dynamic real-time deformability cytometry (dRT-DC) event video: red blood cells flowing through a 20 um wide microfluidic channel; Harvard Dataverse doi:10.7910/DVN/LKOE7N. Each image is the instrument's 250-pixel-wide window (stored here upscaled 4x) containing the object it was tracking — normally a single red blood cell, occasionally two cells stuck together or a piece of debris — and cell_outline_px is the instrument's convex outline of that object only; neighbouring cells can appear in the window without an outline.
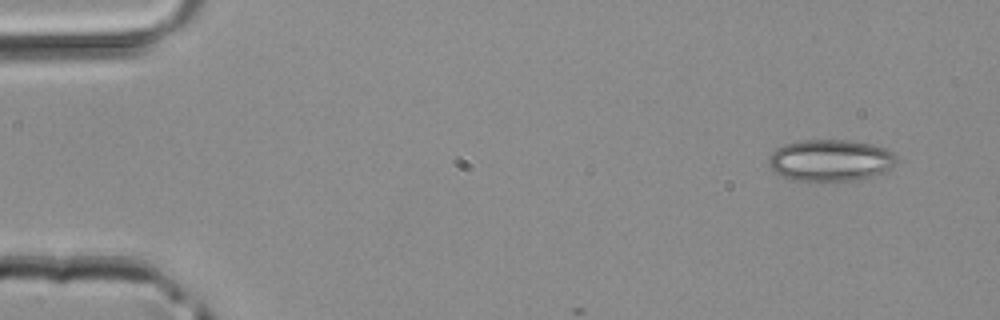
{"species": "common noctule bat (a hibernating species)", "species_latin": "Nyctalus noctula", "temperature_condition": "room temperature", "stored_images_in_passage": 4, "camera_frame_rate_fps": 3000, "um_per_image_px": 0.085, "animal": {"sex": "male", "body_mass_g": 20.4}, "frame": {"image": 1, "passage_image": 1, "time_ms": 0.0, "image_size_px": [1000, 320], "cell_outline_px": [[896, 164], [884, 172], [872, 176], [856, 180], [820, 184], [796, 180], [780, 176], [768, 164], [768, 156], [776, 148], [784, 144], [800, 140], [848, 140], [872, 144], [884, 148], [892, 152], [896, 156]], "centroid_in_image_um": [70.56, 13.66], "position_along_channel_um": 14.4, "area_um2": 31.85}}